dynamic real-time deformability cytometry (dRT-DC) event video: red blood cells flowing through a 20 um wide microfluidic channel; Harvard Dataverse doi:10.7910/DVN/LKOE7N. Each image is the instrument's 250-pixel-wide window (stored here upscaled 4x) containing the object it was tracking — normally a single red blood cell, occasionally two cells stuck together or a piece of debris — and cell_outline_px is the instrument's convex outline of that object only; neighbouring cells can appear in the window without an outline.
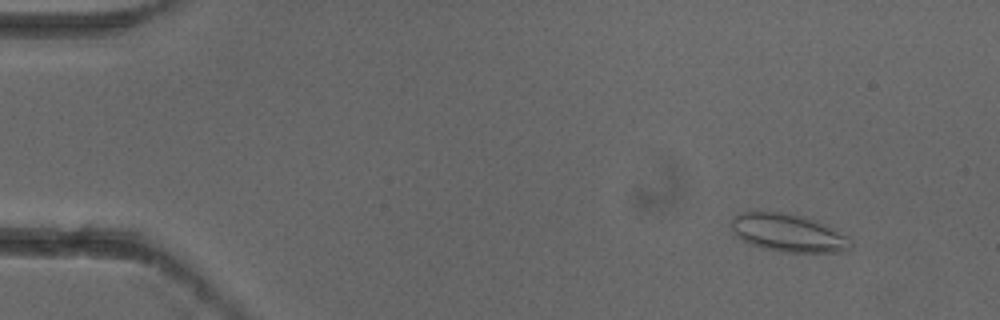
{"species": "common noctule bat (a hibernating species)", "species_latin": "Nyctalus noctula", "temperature_condition": "cold", "stored_images_in_passage": 4, "camera_frame_rate_fps": 3000, "um_per_image_px": 0.085, "animal": {"sex": "female"}, "frame": {"image": 1, "passage_image": 1, "time_ms": 0.0, "image_size_px": [1000, 320], "cell_outline_px": [[852, 248], [840, 252], [780, 252], [764, 248], [752, 244], [736, 236], [728, 224], [732, 216], [740, 212], [780, 212], [800, 216], [816, 220], [836, 228], [848, 236], [852, 240]], "centroid_in_image_um": [67.01, 19.79], "position_along_channel_um": 18.0, "area_um2": 26.7}}